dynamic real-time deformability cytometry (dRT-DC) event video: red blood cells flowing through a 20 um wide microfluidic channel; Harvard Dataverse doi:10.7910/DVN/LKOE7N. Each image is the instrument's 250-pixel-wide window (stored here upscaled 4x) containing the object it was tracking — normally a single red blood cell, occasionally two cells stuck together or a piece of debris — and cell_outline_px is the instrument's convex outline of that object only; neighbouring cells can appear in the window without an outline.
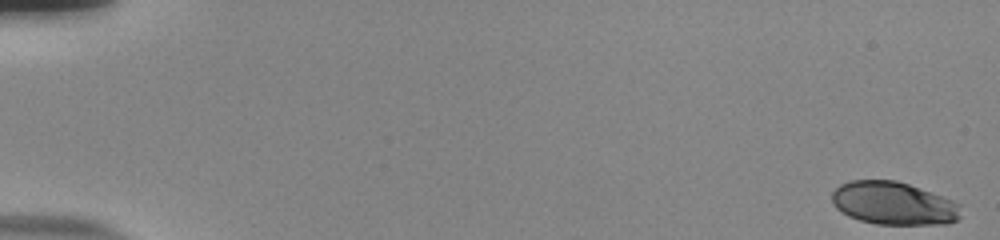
{"species": "human", "species_latin": "Homo sapiens", "temperature_condition": "room temperature", "stored_images_in_passage": 54, "camera_frame_rate_fps": 3000, "um_per_image_px": 0.085, "donor": {"sex": "male"}, "frame": {"image": 1, "passage_image": 1, "time_ms": 0.0, "image_size_px": [1000, 240], "cell_outline_px": [[960, 216], [956, 220], [944, 224], [876, 224], [860, 220], [848, 216], [836, 208], [832, 200], [832, 192], [840, 184], [852, 180], [896, 180], [908, 184], [952, 200], [960, 204]], "centroid_in_image_um": [75.93, 17.28], "position_along_channel_um": 9.1, "area_um2": 32.08}}
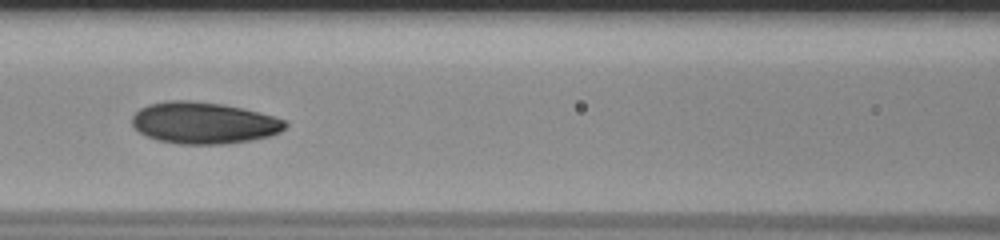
{"frame": {"image": 2, "passage_image": 26, "time_ms": 8.333, "image_size_px": [1000, 240], "cell_outline_px": [[288, 124], [280, 132], [268, 136], [252, 140], [224, 144], [180, 144], [156, 140], [140, 132], [132, 124], [132, 116], [140, 108], [148, 104], [168, 100], [188, 100], [224, 104], [244, 108], [260, 112], [284, 120]], "centroid_in_image_um": [17.32, 10.44], "position_along_channel_um": 149.3, "area_um2": 37.22}}
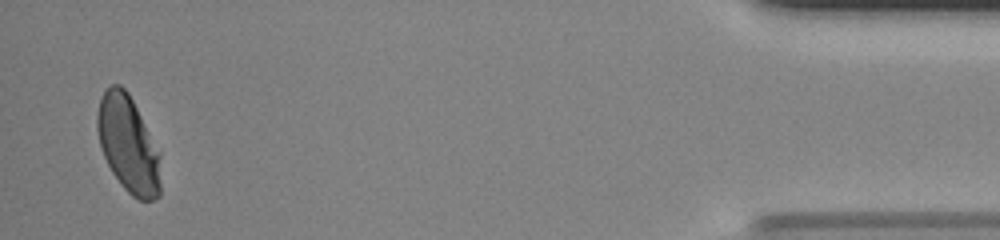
{"frame": {"image": 3, "passage_image": 53, "time_ms": 17.333, "image_size_px": [1000, 240], "cell_outline_px": [[160, 196], [156, 200], [140, 200], [132, 196], [120, 184], [112, 172], [100, 148], [96, 128], [96, 116], [100, 100], [104, 92], [112, 84], [120, 84], [128, 92], [160, 152]], "centroid_in_image_um": [10.9, 12.29], "position_along_channel_um": 424.3, "area_um2": 35.78}, "authors_computed_cell_mechanics": {"area_um2": 36.0383, "velocity_mm_per_s": 3.8673, "shape_relaxation_time_tau1_ms": 4.1422, "shape_relaxation_time_tau2_ms": 1.2248, "deformation_change_tau1": 0.1565, "deformation_change_tau2": 0.0508}}